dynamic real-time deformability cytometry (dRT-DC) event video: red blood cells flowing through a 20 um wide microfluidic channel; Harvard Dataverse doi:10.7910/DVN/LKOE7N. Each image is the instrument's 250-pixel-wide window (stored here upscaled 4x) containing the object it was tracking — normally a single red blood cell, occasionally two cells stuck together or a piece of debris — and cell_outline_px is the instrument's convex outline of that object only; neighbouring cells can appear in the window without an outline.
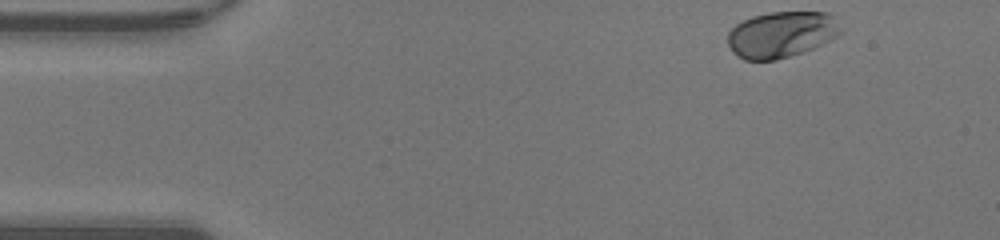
{"species": "human", "species_latin": "Homo sapiens", "temperature_condition": "warm", "stored_images_in_passage": 44, "camera_frame_rate_fps": 3000, "um_per_image_px": 0.085, "donor": {"sex": "male"}, "frame": {"image": 1, "passage_image": 1, "time_ms": 0.0, "image_size_px": [1000, 240], "cell_outline_px": [[844, 28], [836, 36], [812, 48], [776, 60], [744, 60], [732, 52], [728, 44], [728, 32], [736, 24], [752, 16], [768, 12], [828, 12]], "centroid_in_image_um": [66.4, 2.92], "position_along_channel_um": 18.6, "area_um2": 30.23}}
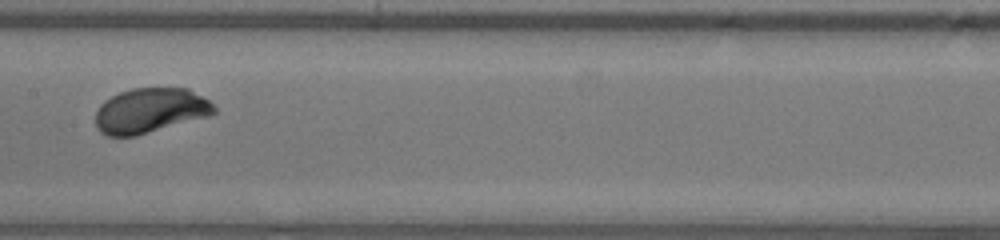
{"frame": {"image": 2, "passage_image": 20, "time_ms": 6.333, "image_size_px": [1000, 240], "cell_outline_px": [[216, 112], [208, 116], [136, 136], [108, 136], [100, 132], [96, 124], [96, 112], [100, 104], [104, 100], [120, 92], [132, 88], [188, 88], [208, 100], [216, 108]], "centroid_in_image_um": [12.75, 9.4], "position_along_channel_um": 194.7, "area_um2": 30.92}}
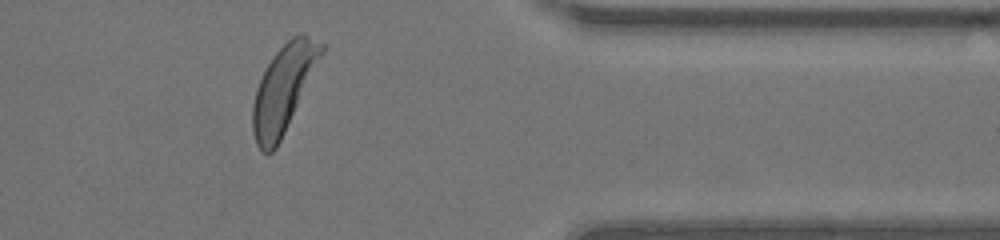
{"frame": {"image": 3, "passage_image": 35, "time_ms": 11.333, "image_size_px": [1000, 240], "cell_outline_px": [[324, 52], [276, 148], [272, 152], [264, 152], [256, 144], [252, 132], [252, 104], [256, 88], [272, 56], [292, 36], [308, 36], [324, 44]], "centroid_in_image_um": [24.07, 7.56], "position_along_channel_um": 387.3, "area_um2": 33.81}, "authors_computed_cell_mechanics": {"area_um2": 31.3565, "velocity_mm_per_s": 4.2769, "shape_relaxation_time_tau1_ms": 1.6094, "shape_relaxation_time_tau2_ms": null, "deformation_change_tau1": 0.112, "deformation_change_tau2": null}}